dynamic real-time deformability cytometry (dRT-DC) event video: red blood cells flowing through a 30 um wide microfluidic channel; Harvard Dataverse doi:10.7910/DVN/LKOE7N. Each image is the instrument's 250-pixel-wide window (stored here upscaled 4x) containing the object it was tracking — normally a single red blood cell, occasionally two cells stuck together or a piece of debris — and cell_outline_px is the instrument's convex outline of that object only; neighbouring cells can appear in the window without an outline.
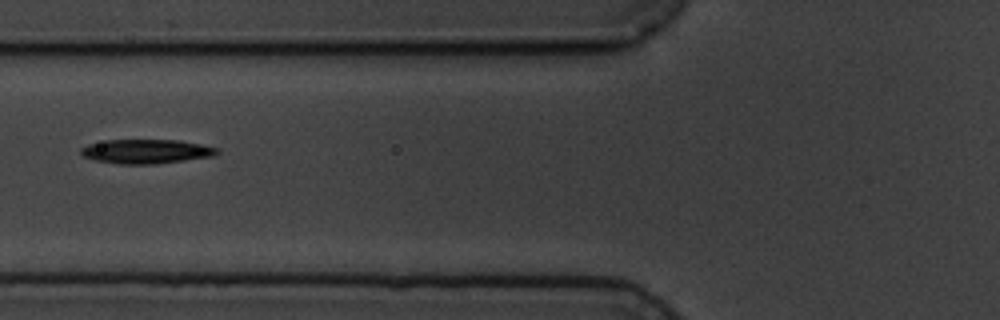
{"species": "common noctule bat (a hibernating species)", "species_latin": "Nyctalus noctula", "temperature_condition": "cold", "stored_images_in_passage": 2, "camera_frame_rate_fps": 3000, "um_per_image_px": 0.085, "animal": {"sex": "male", "body_mass_g": 19.5, "forearm_length_mm": 54.6}, "frame": {"image": 1, "passage_image": 2, "time_ms": 1.333, "image_size_px": [1000, 320], "cell_outline_px": [[220, 152], [216, 156], [156, 164], [120, 164], [92, 160], [84, 156], [80, 152], [80, 148], [88, 144], [108, 140], [180, 140], [220, 148]], "centroid_in_image_um": [12.47, 12.87], "position_along_channel_um": 113.3, "area_um2": 19.42}}